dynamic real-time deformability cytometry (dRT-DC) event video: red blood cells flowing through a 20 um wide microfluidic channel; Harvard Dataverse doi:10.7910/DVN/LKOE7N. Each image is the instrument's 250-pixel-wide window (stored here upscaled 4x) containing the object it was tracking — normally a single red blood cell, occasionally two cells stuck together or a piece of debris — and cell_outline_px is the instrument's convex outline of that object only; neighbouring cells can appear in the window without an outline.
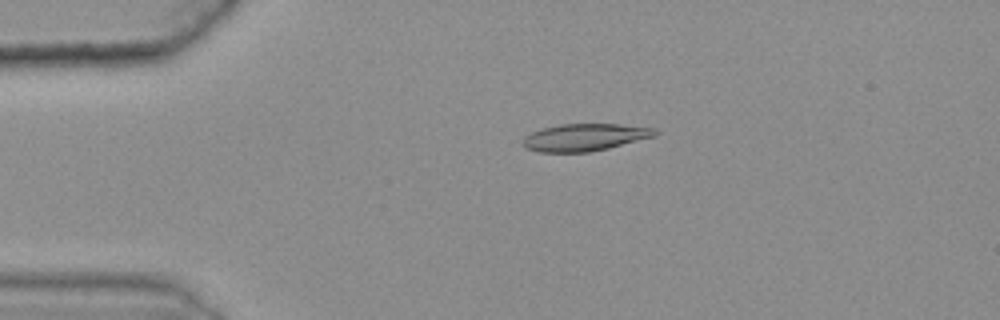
{"species": "common noctule bat (a hibernating species)", "species_latin": "Nyctalus noctula", "temperature_condition": "warm", "stored_images_in_passage": 50, "camera_frame_rate_fps": 3000, "um_per_image_px": 0.085, "animal": {"sex": "female", "body_mass_g": 25.1}, "frame": {"image": 1, "passage_image": 12, "time_ms": 3.667, "image_size_px": [1000, 320], "cell_outline_px": [[660, 132], [656, 136], [608, 148], [588, 152], [540, 152], [524, 148], [520, 140], [524, 136], [540, 128], [560, 124], [620, 124], [656, 128]], "centroid_in_image_um": [49.69, 11.66], "position_along_channel_um": 35.3, "area_um2": 21.27}}
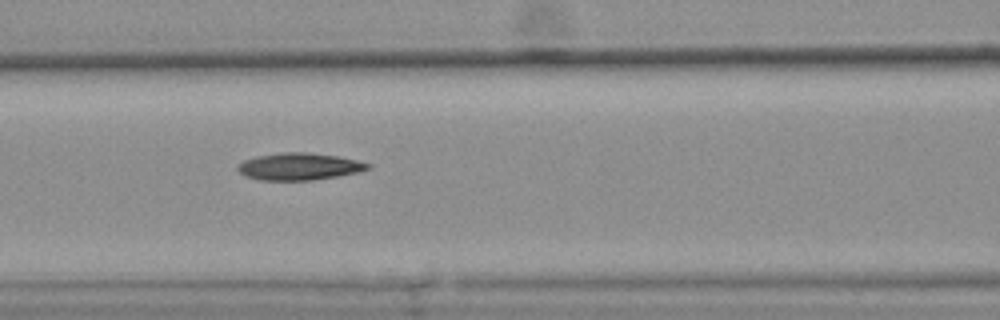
{"frame": {"image": 2, "passage_image": 24, "time_ms": 7.667, "image_size_px": [1000, 320], "cell_outline_px": [[372, 168], [356, 172], [336, 176], [312, 180], [260, 180], [244, 176], [236, 168], [236, 164], [244, 160], [256, 156], [280, 152], [308, 152], [336, 156], [356, 160], [372, 164]], "centroid_in_image_um": [25.38, 14.15], "position_along_channel_um": 141.2, "area_um2": 20.58}}
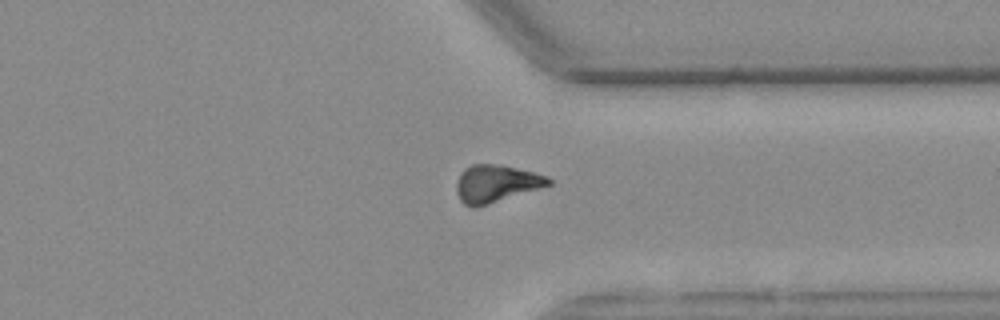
{"frame": {"image": 3, "passage_image": 43, "time_ms": 14.0, "image_size_px": [1000, 320], "cell_outline_px": [[552, 184], [540, 188], [476, 208], [472, 208], [464, 204], [460, 200], [456, 192], [456, 184], [460, 172], [464, 168], [472, 164], [492, 164], [516, 168], [548, 176], [552, 180]], "centroid_in_image_um": [42.13, 15.62], "position_along_channel_um": 369.3, "area_um2": 20.06}}